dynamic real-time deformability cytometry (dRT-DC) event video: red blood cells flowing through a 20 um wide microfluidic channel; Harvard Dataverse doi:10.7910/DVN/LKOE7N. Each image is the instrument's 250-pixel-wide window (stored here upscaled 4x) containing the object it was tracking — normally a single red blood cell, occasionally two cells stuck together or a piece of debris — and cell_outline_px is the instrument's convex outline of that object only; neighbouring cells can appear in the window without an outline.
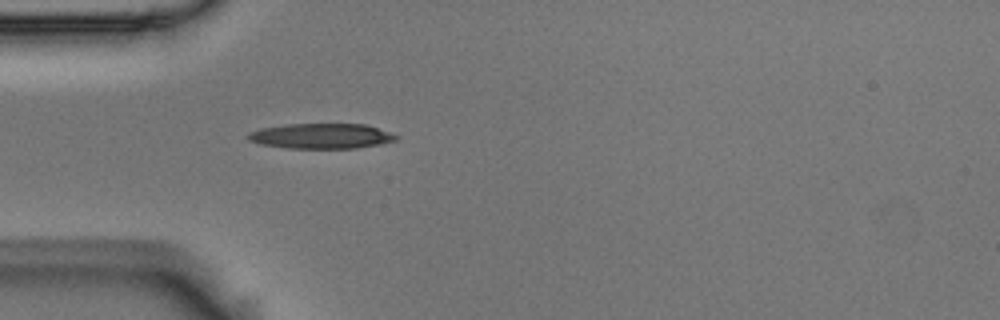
{"species": "Egyptian fruit bat (a non-hibernating species)", "species_latin": "Rousettus aegyptiacus", "temperature_condition": "room temperature", "stored_images_in_passage": 1, "camera_frame_rate_fps": 3000, "um_per_image_px": 0.085, "animal": {"sex": "male"}, "frame": {"image": 1, "passage_image": 1, "time_ms": 0.0, "image_size_px": [1000, 320], "cell_outline_px": [[400, 136], [396, 140], [380, 144], [356, 148], [288, 148], [260, 144], [248, 140], [244, 136], [260, 128], [288, 124], [364, 124], [392, 132]], "centroid_in_image_um": [27.33, 11.56], "position_along_channel_um": 57.7, "area_um2": 21.79}}